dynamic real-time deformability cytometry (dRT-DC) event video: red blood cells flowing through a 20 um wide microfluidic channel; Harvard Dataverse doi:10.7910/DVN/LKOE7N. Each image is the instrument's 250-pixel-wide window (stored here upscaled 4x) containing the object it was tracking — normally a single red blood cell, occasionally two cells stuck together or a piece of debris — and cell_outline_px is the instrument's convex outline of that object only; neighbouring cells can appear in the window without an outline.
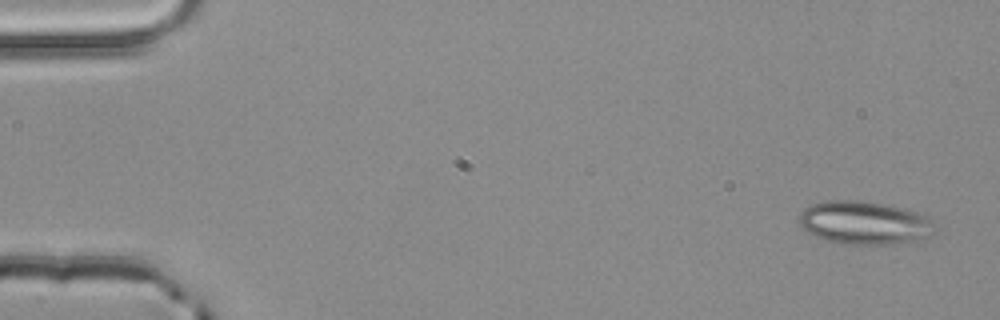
{"species": "common noctule bat (a hibernating species)", "species_latin": "Nyctalus noctula", "temperature_condition": "room temperature", "stored_images_in_passage": 5, "camera_frame_rate_fps": 3000, "um_per_image_px": 0.085, "animal": {"sex": "male", "body_mass_g": 20.4}, "frame": {"image": 1, "passage_image": 1, "time_ms": 0.0, "image_size_px": [1000, 320], "cell_outline_px": [[936, 232], [932, 236], [912, 240], [884, 244], [844, 244], [824, 240], [808, 232], [800, 224], [800, 212], [804, 208], [812, 204], [824, 200], [860, 200], [892, 204], [928, 216], [932, 220]], "centroid_in_image_um": [73.49, 18.91], "position_along_channel_um": 11.5, "area_um2": 34.39}}